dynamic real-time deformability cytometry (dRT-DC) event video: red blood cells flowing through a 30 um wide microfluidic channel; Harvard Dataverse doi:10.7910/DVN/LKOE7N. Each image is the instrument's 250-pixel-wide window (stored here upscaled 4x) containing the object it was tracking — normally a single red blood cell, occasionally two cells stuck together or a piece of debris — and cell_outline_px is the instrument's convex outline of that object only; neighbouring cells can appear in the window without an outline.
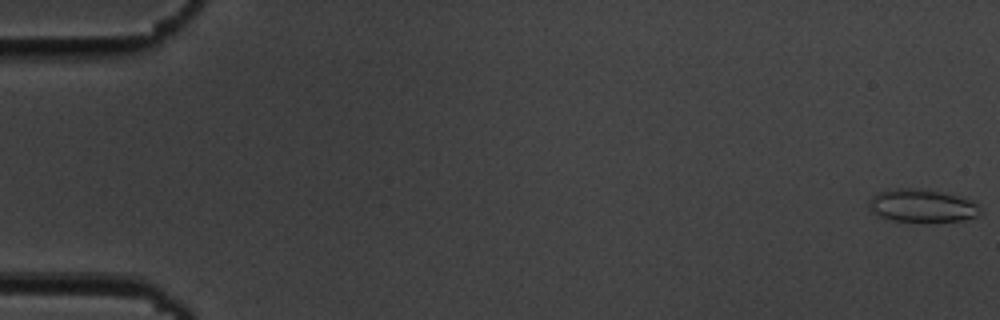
{"species": "common noctule bat (a hibernating species)", "species_latin": "Nyctalus noctula", "temperature_condition": "cold", "stored_images_in_passage": 56, "camera_frame_rate_fps": 3000, "um_per_image_px": 0.085, "animal": {"sex": "male", "body_mass_g": 19.5, "forearm_length_mm": 54.6}, "frame": {"image": 1, "passage_image": 1, "time_ms": 0.0, "image_size_px": [1000, 320], "cell_outline_px": [[980, 216], [964, 220], [892, 220], [876, 216], [868, 208], [868, 204], [872, 196], [880, 192], [896, 188], [928, 188], [976, 200], [980, 208]], "centroid_in_image_um": [78.41, 17.45], "position_along_channel_um": 6.6, "area_um2": 21.5}}
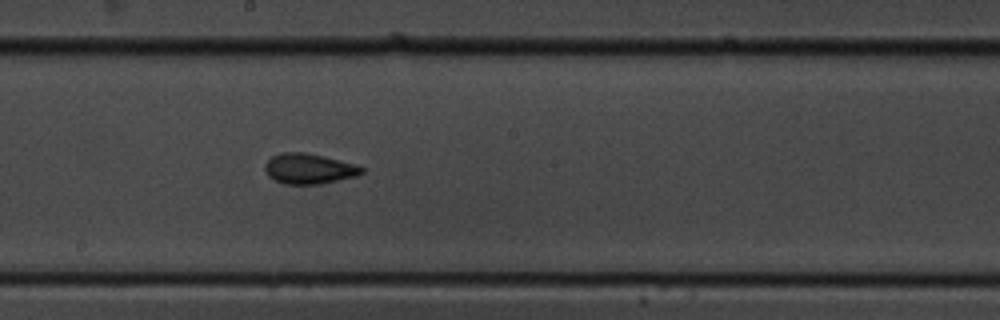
{"frame": {"image": 2, "passage_image": 31, "time_ms": 10.0, "image_size_px": [1000, 320], "cell_outline_px": [[364, 172], [356, 176], [320, 184], [284, 184], [268, 176], [264, 168], [264, 164], [272, 156], [280, 152], [304, 152], [352, 164], [364, 168]], "centroid_in_image_um": [26.21, 14.35], "position_along_channel_um": 222.0, "area_um2": 16.82}}
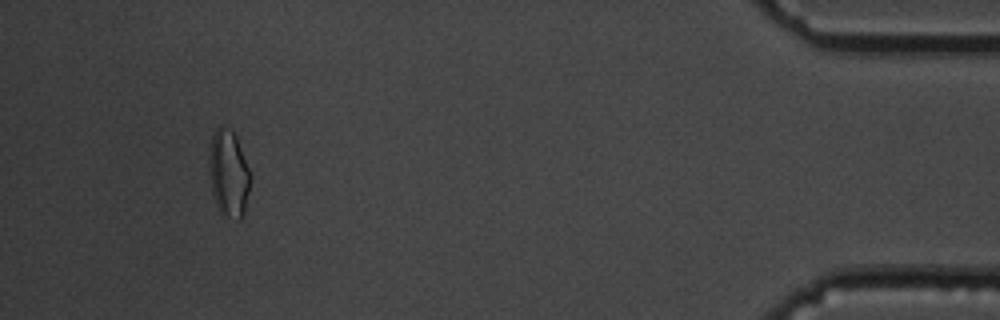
{"frame": {"image": 3, "passage_image": 52, "time_ms": 17.0, "image_size_px": [1000, 320], "cell_outline_px": [[252, 176], [244, 212], [240, 220], [236, 220], [220, 212], [216, 204], [212, 192], [208, 172], [208, 148], [212, 136], [216, 128], [232, 128], [236, 132]], "centroid_in_image_um": [19.43, 14.7], "position_along_channel_um": 415.8, "area_um2": 21.5}, "authors_computed_cell_mechanics": {"area_um2": 17.1377, "velocity_mm_per_s": 3.6712, "shape_relaxation_time_tau1_ms": 2.9747, "shape_relaxation_time_tau2_ms": 1.7527, "deformation_change_tau1": 0.1009, "deformation_change_tau2": 0.0891}}